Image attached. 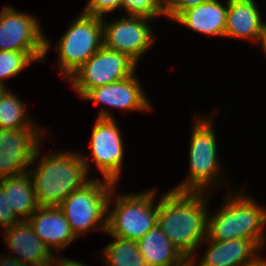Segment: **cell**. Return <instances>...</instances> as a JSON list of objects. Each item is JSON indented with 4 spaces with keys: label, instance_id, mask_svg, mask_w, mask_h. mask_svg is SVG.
<instances>
[{
    "label": "cell",
    "instance_id": "1",
    "mask_svg": "<svg viewBox=\"0 0 266 266\" xmlns=\"http://www.w3.org/2000/svg\"><path fill=\"white\" fill-rule=\"evenodd\" d=\"M207 199L201 192L170 190L158 203L157 225L188 260L207 237Z\"/></svg>",
    "mask_w": 266,
    "mask_h": 266
},
{
    "label": "cell",
    "instance_id": "2",
    "mask_svg": "<svg viewBox=\"0 0 266 266\" xmlns=\"http://www.w3.org/2000/svg\"><path fill=\"white\" fill-rule=\"evenodd\" d=\"M87 161L82 154L57 152L45 155L35 170H28L39 206H59L89 182Z\"/></svg>",
    "mask_w": 266,
    "mask_h": 266
},
{
    "label": "cell",
    "instance_id": "3",
    "mask_svg": "<svg viewBox=\"0 0 266 266\" xmlns=\"http://www.w3.org/2000/svg\"><path fill=\"white\" fill-rule=\"evenodd\" d=\"M226 205L214 216L208 214V240L228 241L247 239L255 242L260 248L265 244L263 227L266 224V208L249 196L242 194L228 196ZM210 216V218H209Z\"/></svg>",
    "mask_w": 266,
    "mask_h": 266
},
{
    "label": "cell",
    "instance_id": "4",
    "mask_svg": "<svg viewBox=\"0 0 266 266\" xmlns=\"http://www.w3.org/2000/svg\"><path fill=\"white\" fill-rule=\"evenodd\" d=\"M103 181L90 179L58 206L76 237H80L96 225L100 226L97 228L106 232L107 216L105 215H107L108 200L114 190L115 183L106 179Z\"/></svg>",
    "mask_w": 266,
    "mask_h": 266
},
{
    "label": "cell",
    "instance_id": "5",
    "mask_svg": "<svg viewBox=\"0 0 266 266\" xmlns=\"http://www.w3.org/2000/svg\"><path fill=\"white\" fill-rule=\"evenodd\" d=\"M111 195L107 206L106 233L114 237L138 241L157 225L158 205L154 208V190L118 196L112 212L109 211Z\"/></svg>",
    "mask_w": 266,
    "mask_h": 266
},
{
    "label": "cell",
    "instance_id": "6",
    "mask_svg": "<svg viewBox=\"0 0 266 266\" xmlns=\"http://www.w3.org/2000/svg\"><path fill=\"white\" fill-rule=\"evenodd\" d=\"M212 123L213 119L210 118H198L195 122L190 138V175L185 182L172 190L202 193L207 191L205 189L214 183L215 179H218L220 166L217 159L216 137Z\"/></svg>",
    "mask_w": 266,
    "mask_h": 266
},
{
    "label": "cell",
    "instance_id": "7",
    "mask_svg": "<svg viewBox=\"0 0 266 266\" xmlns=\"http://www.w3.org/2000/svg\"><path fill=\"white\" fill-rule=\"evenodd\" d=\"M102 46V17L82 13L58 43L59 65L65 78H69Z\"/></svg>",
    "mask_w": 266,
    "mask_h": 266
},
{
    "label": "cell",
    "instance_id": "8",
    "mask_svg": "<svg viewBox=\"0 0 266 266\" xmlns=\"http://www.w3.org/2000/svg\"><path fill=\"white\" fill-rule=\"evenodd\" d=\"M137 63L125 53L102 46L70 77L75 91L83 97L89 90L128 78L135 72Z\"/></svg>",
    "mask_w": 266,
    "mask_h": 266
},
{
    "label": "cell",
    "instance_id": "9",
    "mask_svg": "<svg viewBox=\"0 0 266 266\" xmlns=\"http://www.w3.org/2000/svg\"><path fill=\"white\" fill-rule=\"evenodd\" d=\"M109 111L99 113L91 135L93 160L104 179L116 183L120 178L123 160V142L118 125Z\"/></svg>",
    "mask_w": 266,
    "mask_h": 266
},
{
    "label": "cell",
    "instance_id": "10",
    "mask_svg": "<svg viewBox=\"0 0 266 266\" xmlns=\"http://www.w3.org/2000/svg\"><path fill=\"white\" fill-rule=\"evenodd\" d=\"M102 17L103 46L109 50L125 53L136 63L149 49L154 36L144 17L128 16L106 23ZM106 23V24H105Z\"/></svg>",
    "mask_w": 266,
    "mask_h": 266
},
{
    "label": "cell",
    "instance_id": "11",
    "mask_svg": "<svg viewBox=\"0 0 266 266\" xmlns=\"http://www.w3.org/2000/svg\"><path fill=\"white\" fill-rule=\"evenodd\" d=\"M41 134L38 129H0V179L28 172L38 158Z\"/></svg>",
    "mask_w": 266,
    "mask_h": 266
},
{
    "label": "cell",
    "instance_id": "12",
    "mask_svg": "<svg viewBox=\"0 0 266 266\" xmlns=\"http://www.w3.org/2000/svg\"><path fill=\"white\" fill-rule=\"evenodd\" d=\"M35 19L10 6L0 14V50L48 52L49 42Z\"/></svg>",
    "mask_w": 266,
    "mask_h": 266
},
{
    "label": "cell",
    "instance_id": "13",
    "mask_svg": "<svg viewBox=\"0 0 266 266\" xmlns=\"http://www.w3.org/2000/svg\"><path fill=\"white\" fill-rule=\"evenodd\" d=\"M5 232L3 233L9 249L22 257V259L14 257L22 264L52 266L54 256L51 249L35 234L28 220H21L15 225L7 227Z\"/></svg>",
    "mask_w": 266,
    "mask_h": 266
},
{
    "label": "cell",
    "instance_id": "14",
    "mask_svg": "<svg viewBox=\"0 0 266 266\" xmlns=\"http://www.w3.org/2000/svg\"><path fill=\"white\" fill-rule=\"evenodd\" d=\"M135 73L128 78L89 90L82 99L126 110H148L150 102L143 94Z\"/></svg>",
    "mask_w": 266,
    "mask_h": 266
},
{
    "label": "cell",
    "instance_id": "15",
    "mask_svg": "<svg viewBox=\"0 0 266 266\" xmlns=\"http://www.w3.org/2000/svg\"><path fill=\"white\" fill-rule=\"evenodd\" d=\"M208 243L211 245L198 266H257L263 260L257 257L260 247L247 239L208 240Z\"/></svg>",
    "mask_w": 266,
    "mask_h": 266
},
{
    "label": "cell",
    "instance_id": "16",
    "mask_svg": "<svg viewBox=\"0 0 266 266\" xmlns=\"http://www.w3.org/2000/svg\"><path fill=\"white\" fill-rule=\"evenodd\" d=\"M28 221L35 234L49 249H64L77 238L58 206H40Z\"/></svg>",
    "mask_w": 266,
    "mask_h": 266
},
{
    "label": "cell",
    "instance_id": "17",
    "mask_svg": "<svg viewBox=\"0 0 266 266\" xmlns=\"http://www.w3.org/2000/svg\"><path fill=\"white\" fill-rule=\"evenodd\" d=\"M225 36L263 41L266 23L260 19L254 0H228Z\"/></svg>",
    "mask_w": 266,
    "mask_h": 266
},
{
    "label": "cell",
    "instance_id": "18",
    "mask_svg": "<svg viewBox=\"0 0 266 266\" xmlns=\"http://www.w3.org/2000/svg\"><path fill=\"white\" fill-rule=\"evenodd\" d=\"M227 8L218 0H206L183 11L174 21L193 31L213 36H225Z\"/></svg>",
    "mask_w": 266,
    "mask_h": 266
},
{
    "label": "cell",
    "instance_id": "19",
    "mask_svg": "<svg viewBox=\"0 0 266 266\" xmlns=\"http://www.w3.org/2000/svg\"><path fill=\"white\" fill-rule=\"evenodd\" d=\"M137 244L147 266H181L188 261L158 225L139 239Z\"/></svg>",
    "mask_w": 266,
    "mask_h": 266
},
{
    "label": "cell",
    "instance_id": "20",
    "mask_svg": "<svg viewBox=\"0 0 266 266\" xmlns=\"http://www.w3.org/2000/svg\"><path fill=\"white\" fill-rule=\"evenodd\" d=\"M0 185L4 189L9 206L17 217H29L40 207L31 175L26 172L21 175L0 179ZM20 215V216H18Z\"/></svg>",
    "mask_w": 266,
    "mask_h": 266
},
{
    "label": "cell",
    "instance_id": "21",
    "mask_svg": "<svg viewBox=\"0 0 266 266\" xmlns=\"http://www.w3.org/2000/svg\"><path fill=\"white\" fill-rule=\"evenodd\" d=\"M103 252L107 266H147L137 241L114 237Z\"/></svg>",
    "mask_w": 266,
    "mask_h": 266
},
{
    "label": "cell",
    "instance_id": "22",
    "mask_svg": "<svg viewBox=\"0 0 266 266\" xmlns=\"http://www.w3.org/2000/svg\"><path fill=\"white\" fill-rule=\"evenodd\" d=\"M27 119L22 101L7 90L0 99V129H36Z\"/></svg>",
    "mask_w": 266,
    "mask_h": 266
},
{
    "label": "cell",
    "instance_id": "23",
    "mask_svg": "<svg viewBox=\"0 0 266 266\" xmlns=\"http://www.w3.org/2000/svg\"><path fill=\"white\" fill-rule=\"evenodd\" d=\"M45 55L46 52L0 50V84L4 85L3 79L16 76L32 61L46 60Z\"/></svg>",
    "mask_w": 266,
    "mask_h": 266
},
{
    "label": "cell",
    "instance_id": "24",
    "mask_svg": "<svg viewBox=\"0 0 266 266\" xmlns=\"http://www.w3.org/2000/svg\"><path fill=\"white\" fill-rule=\"evenodd\" d=\"M121 8H124L129 16L148 19L166 14L165 0H122Z\"/></svg>",
    "mask_w": 266,
    "mask_h": 266
},
{
    "label": "cell",
    "instance_id": "25",
    "mask_svg": "<svg viewBox=\"0 0 266 266\" xmlns=\"http://www.w3.org/2000/svg\"><path fill=\"white\" fill-rule=\"evenodd\" d=\"M122 0H88L85 10L81 13L103 17L104 14L121 8Z\"/></svg>",
    "mask_w": 266,
    "mask_h": 266
},
{
    "label": "cell",
    "instance_id": "26",
    "mask_svg": "<svg viewBox=\"0 0 266 266\" xmlns=\"http://www.w3.org/2000/svg\"><path fill=\"white\" fill-rule=\"evenodd\" d=\"M204 1L206 0H165V15L174 21L183 11Z\"/></svg>",
    "mask_w": 266,
    "mask_h": 266
},
{
    "label": "cell",
    "instance_id": "27",
    "mask_svg": "<svg viewBox=\"0 0 266 266\" xmlns=\"http://www.w3.org/2000/svg\"><path fill=\"white\" fill-rule=\"evenodd\" d=\"M21 218H17L9 203L7 201V197L4 194V189L0 185V226L2 227H10L20 222Z\"/></svg>",
    "mask_w": 266,
    "mask_h": 266
},
{
    "label": "cell",
    "instance_id": "28",
    "mask_svg": "<svg viewBox=\"0 0 266 266\" xmlns=\"http://www.w3.org/2000/svg\"><path fill=\"white\" fill-rule=\"evenodd\" d=\"M53 264H57V266H86V265H83V263L79 262V261H76V260H68V258H62V257H57L56 256L53 258V262H52V266H55Z\"/></svg>",
    "mask_w": 266,
    "mask_h": 266
},
{
    "label": "cell",
    "instance_id": "29",
    "mask_svg": "<svg viewBox=\"0 0 266 266\" xmlns=\"http://www.w3.org/2000/svg\"><path fill=\"white\" fill-rule=\"evenodd\" d=\"M0 266H28V265L22 264L20 261H18L16 258L12 256L7 258V256L4 255V257L0 259Z\"/></svg>",
    "mask_w": 266,
    "mask_h": 266
},
{
    "label": "cell",
    "instance_id": "30",
    "mask_svg": "<svg viewBox=\"0 0 266 266\" xmlns=\"http://www.w3.org/2000/svg\"><path fill=\"white\" fill-rule=\"evenodd\" d=\"M192 257L190 260H188L187 262H185L184 264H182L181 266H196L195 265V259Z\"/></svg>",
    "mask_w": 266,
    "mask_h": 266
},
{
    "label": "cell",
    "instance_id": "31",
    "mask_svg": "<svg viewBox=\"0 0 266 266\" xmlns=\"http://www.w3.org/2000/svg\"><path fill=\"white\" fill-rule=\"evenodd\" d=\"M6 91H7V89H6L5 85L0 84V99L5 94Z\"/></svg>",
    "mask_w": 266,
    "mask_h": 266
},
{
    "label": "cell",
    "instance_id": "32",
    "mask_svg": "<svg viewBox=\"0 0 266 266\" xmlns=\"http://www.w3.org/2000/svg\"><path fill=\"white\" fill-rule=\"evenodd\" d=\"M262 44V48H263V50H264V52H265V54H266V36H265V38L263 39V41L261 42Z\"/></svg>",
    "mask_w": 266,
    "mask_h": 266
},
{
    "label": "cell",
    "instance_id": "33",
    "mask_svg": "<svg viewBox=\"0 0 266 266\" xmlns=\"http://www.w3.org/2000/svg\"><path fill=\"white\" fill-rule=\"evenodd\" d=\"M266 260H262L257 266H266Z\"/></svg>",
    "mask_w": 266,
    "mask_h": 266
}]
</instances>
